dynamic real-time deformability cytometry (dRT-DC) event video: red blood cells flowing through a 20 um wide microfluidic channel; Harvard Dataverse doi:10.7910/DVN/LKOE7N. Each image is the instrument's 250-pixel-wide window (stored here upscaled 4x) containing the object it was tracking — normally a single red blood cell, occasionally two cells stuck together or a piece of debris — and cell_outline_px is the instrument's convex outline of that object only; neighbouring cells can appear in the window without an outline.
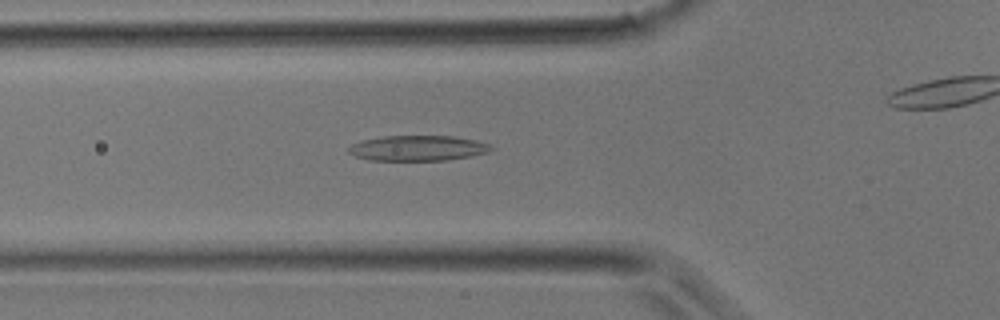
{"species": "common noctule bat (a hibernating species)", "species_latin": "Nyctalus noctula", "temperature_condition": "room temperature", "stored_images_in_passage": 25, "camera_frame_rate_fps": 3000, "um_per_image_px": 0.085, "animal": {"sex": "male", "body_mass_g": 17.9}, "frame": {"image": 1, "passage_image": 6, "time_ms": 1.667, "image_size_px": [1000, 320], "cell_outline_px": [[496, 148], [488, 152], [472, 156], [448, 160], [368, 160], [356, 156], [348, 152], [348, 148], [352, 144], [364, 140], [384, 136], [456, 136], [476, 140], [488, 144]], "centroid_in_image_um": [35.56, 12.59], "position_along_channel_um": 90.2, "area_um2": 21.04}}
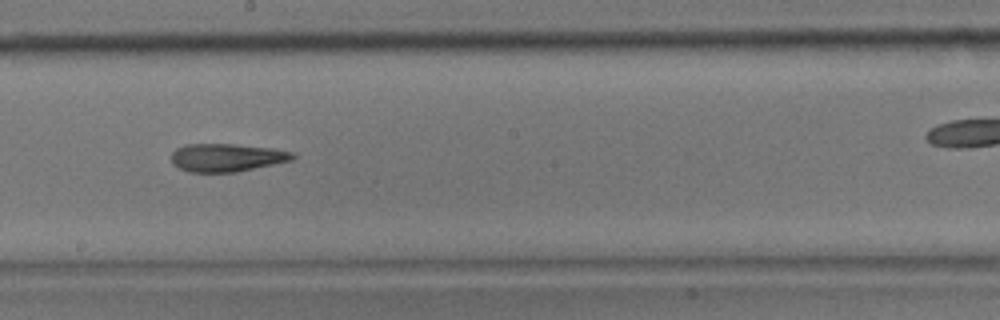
{"frame": {"image": 2, "passage_image": 14, "time_ms": 4.333, "image_size_px": [1000, 320], "cell_outline_px": [[296, 156], [292, 160], [236, 172], [188, 172], [172, 164], [172, 152], [176, 148], [184, 144], [232, 144], [276, 148], [296, 152]], "centroid_in_image_um": [19.29, 13.38], "position_along_channel_um": 228.9, "area_um2": 20.0}}
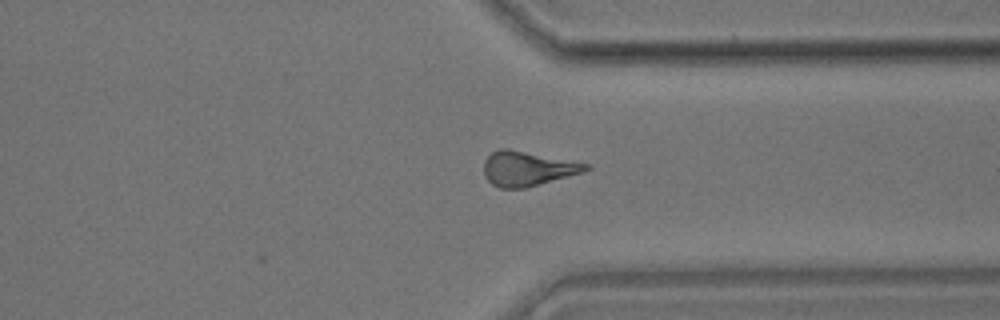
{"frame": {"image": 3, "passage_image": 22, "time_ms": 7.0, "image_size_px": [1000, 320], "cell_outline_px": [[592, 168], [584, 172], [524, 188], [500, 188], [492, 184], [484, 176], [484, 160], [492, 152], [500, 148], [508, 148], [592, 164]], "centroid_in_image_um": [44.86, 14.32], "position_along_channel_um": 366.5, "area_um2": 20.69}}